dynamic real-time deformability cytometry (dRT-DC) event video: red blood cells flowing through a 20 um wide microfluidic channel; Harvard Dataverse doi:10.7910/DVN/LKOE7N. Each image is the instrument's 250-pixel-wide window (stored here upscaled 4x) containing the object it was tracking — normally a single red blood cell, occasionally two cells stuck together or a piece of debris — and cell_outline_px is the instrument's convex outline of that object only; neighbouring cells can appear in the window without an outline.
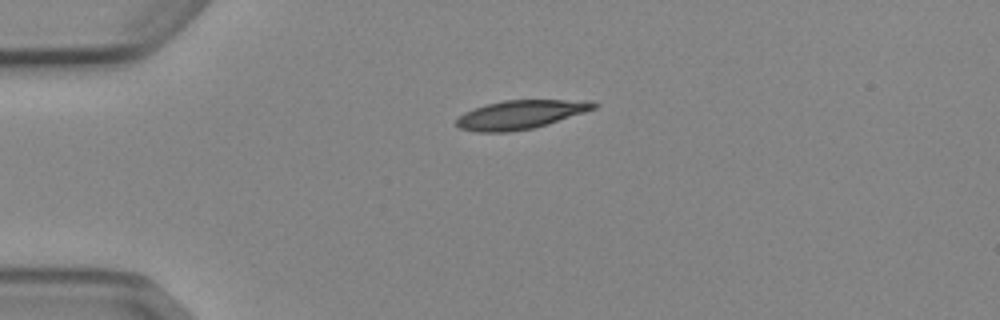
{"species": "Egyptian fruit bat (a non-hibernating species)", "species_latin": "Rousettus aegyptiacus", "temperature_condition": "cold", "stored_images_in_passage": 2, "camera_frame_rate_fps": 3000, "um_per_image_px": 0.085, "animal": {"sex": "female"}, "frame": {"image": 1, "passage_image": 1, "time_ms": 0.0, "image_size_px": [1000, 320], "cell_outline_px": [[600, 104], [596, 108], [548, 124], [532, 128], [508, 132], [476, 132], [460, 128], [456, 124], [456, 120], [464, 112], [472, 108], [504, 100], [592, 100]], "centroid_in_image_um": [44.26, 9.73], "position_along_channel_um": 40.7, "area_um2": 23.0}}